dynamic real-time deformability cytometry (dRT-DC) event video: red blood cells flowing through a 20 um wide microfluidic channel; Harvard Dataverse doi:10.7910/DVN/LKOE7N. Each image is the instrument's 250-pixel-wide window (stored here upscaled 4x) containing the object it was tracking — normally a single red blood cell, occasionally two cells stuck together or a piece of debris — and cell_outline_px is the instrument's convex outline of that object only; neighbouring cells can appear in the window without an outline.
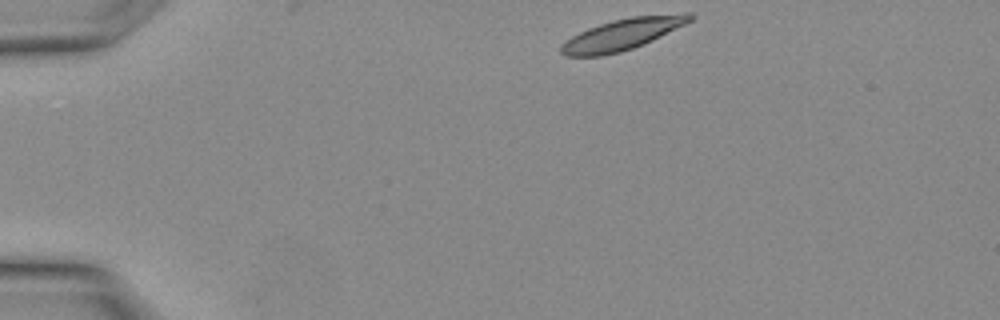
{"species": "Egyptian fruit bat (a non-hibernating species)", "species_latin": "Rousettus aegyptiacus", "temperature_condition": "warm", "stored_images_in_passage": 9, "camera_frame_rate_fps": 3000, "um_per_image_px": 0.085, "animal": {"sex": "female"}, "frame": {"image": 1, "passage_image": 1, "time_ms": 0.0, "image_size_px": [1000, 320], "cell_outline_px": [[696, 16], [692, 20], [644, 44], [620, 52], [600, 56], [564, 56], [560, 52], [560, 44], [564, 40], [588, 28], [612, 20], [632, 16], [684, 12], [692, 12]], "centroid_in_image_um": [52.91, 2.9], "position_along_channel_um": 32.1, "area_um2": 23.64}}
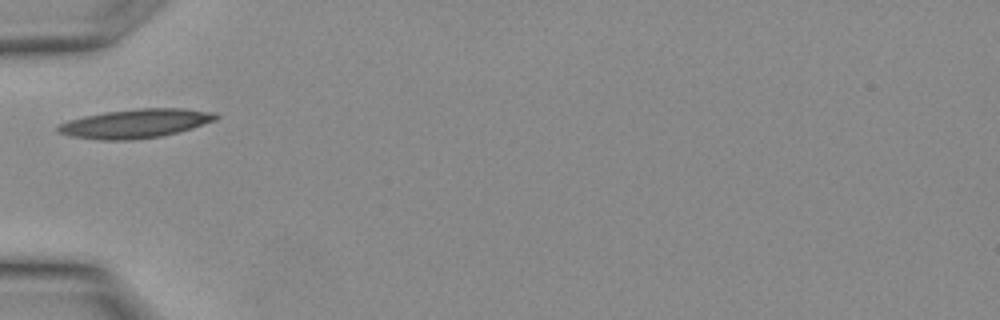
{"frame": {"image": 2, "passage_image": 6, "time_ms": 1.667, "image_size_px": [1000, 320], "cell_outline_px": [[220, 116], [216, 120], [192, 128], [160, 136], [132, 140], [100, 140], [72, 136], [56, 132], [56, 128], [60, 124], [68, 120], [84, 116], [104, 112], [140, 108], [184, 108], [216, 112]], "centroid_in_image_um": [11.53, 10.49], "position_along_channel_um": 73.5, "area_um2": 26.65}}
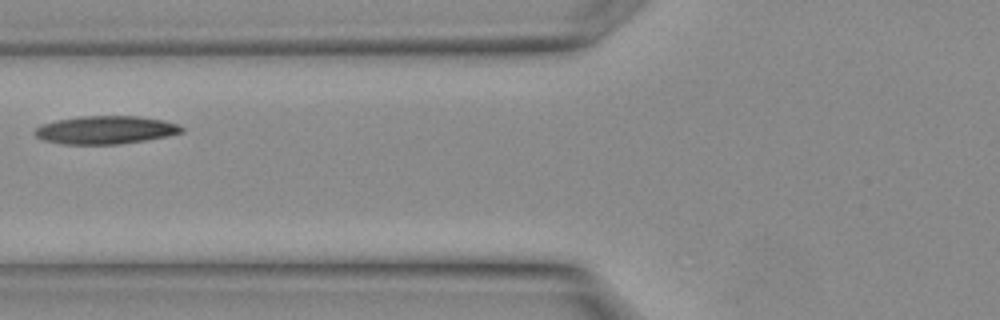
{"frame": {"image": 3, "passage_image": 8, "time_ms": 2.333, "image_size_px": [1000, 320], "cell_outline_px": [[184, 132], [168, 136], [120, 144], [64, 144], [44, 140], [36, 136], [32, 132], [40, 124], [56, 120], [80, 116], [140, 116], [164, 120], [180, 124], [184, 128]], "centroid_in_image_um": [8.99, 11.04], "position_along_channel_um": 116.8, "area_um2": 24.22}}